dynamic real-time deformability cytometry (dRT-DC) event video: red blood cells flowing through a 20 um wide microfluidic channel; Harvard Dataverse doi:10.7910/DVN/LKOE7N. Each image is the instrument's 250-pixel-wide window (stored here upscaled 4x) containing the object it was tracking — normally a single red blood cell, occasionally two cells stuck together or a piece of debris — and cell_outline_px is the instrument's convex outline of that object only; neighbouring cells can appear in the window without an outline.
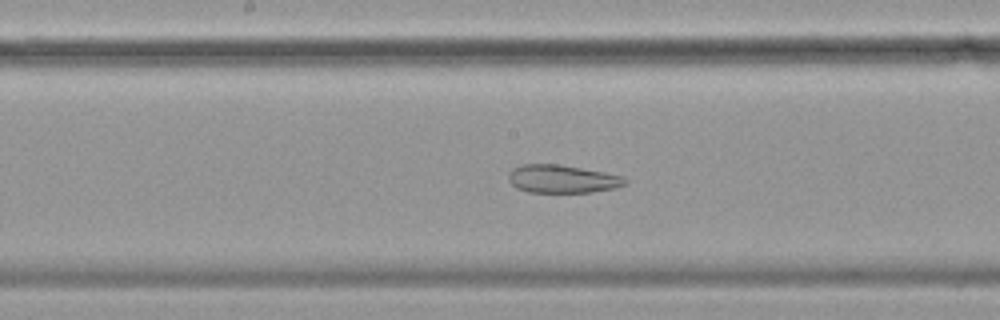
{"species": "common noctule bat (a hibernating species)", "species_latin": "Nyctalus noctula", "temperature_condition": "cold", "stored_images_in_passage": 57, "camera_frame_rate_fps": 3000, "um_per_image_px": 0.085, "animal": {"sex": "female", "body_mass_g": 19.9}, "frame": {"image": 1, "passage_image": 29, "time_ms": 9.333, "image_size_px": [1000, 320], "cell_outline_px": [[628, 184], [616, 188], [592, 192], [528, 192], [516, 188], [508, 180], [508, 172], [512, 168], [524, 164], [556, 164], [604, 172], [624, 176], [628, 180]], "centroid_in_image_um": [47.8, 15.21], "position_along_channel_um": 200.4, "area_um2": 19.19}}
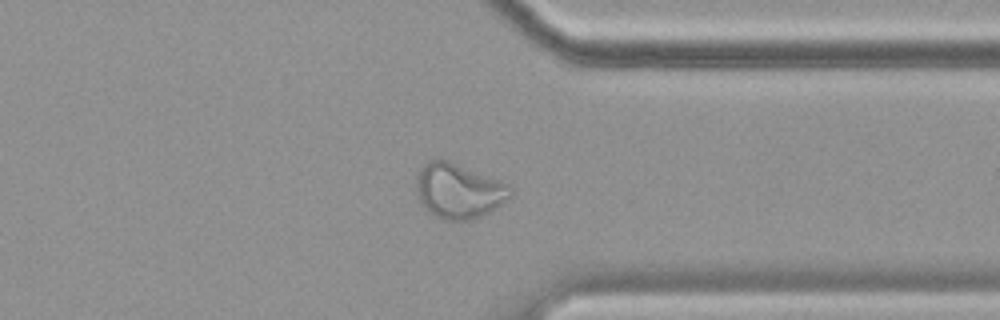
{"frame": {"image": 2, "passage_image": 44, "time_ms": 14.333, "image_size_px": [1000, 320], "cell_outline_px": [[512, 196], [496, 208], [472, 220], [440, 220], [428, 212], [420, 204], [416, 196], [416, 172], [428, 160], [448, 160], [508, 184], [512, 188]], "centroid_in_image_um": [38.93, 16.24], "position_along_channel_um": 372.5, "area_um2": 30.4}}
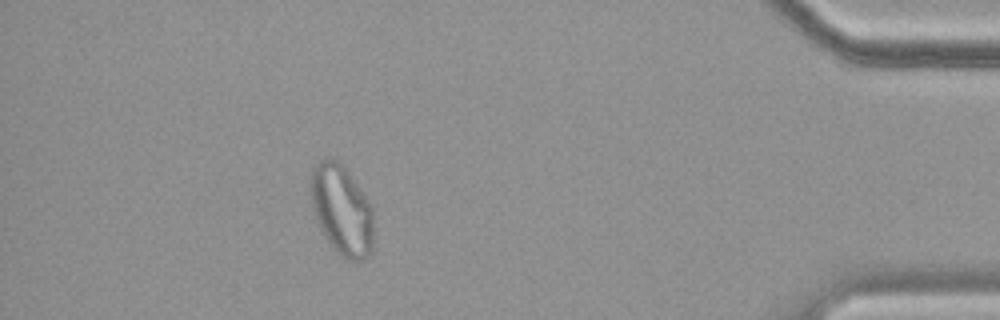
{"frame": {"image": 3, "passage_image": 51, "time_ms": 16.667, "image_size_px": [1000, 320], "cell_outline_px": [[372, 252], [368, 256], [360, 260], [348, 260], [340, 256], [332, 248], [324, 236], [316, 220], [312, 204], [312, 168], [320, 160], [332, 156], [348, 172], [368, 200], [372, 208]], "centroid_in_image_um": [29.05, 17.88], "position_along_channel_um": 406.2, "area_um2": 32.66}}